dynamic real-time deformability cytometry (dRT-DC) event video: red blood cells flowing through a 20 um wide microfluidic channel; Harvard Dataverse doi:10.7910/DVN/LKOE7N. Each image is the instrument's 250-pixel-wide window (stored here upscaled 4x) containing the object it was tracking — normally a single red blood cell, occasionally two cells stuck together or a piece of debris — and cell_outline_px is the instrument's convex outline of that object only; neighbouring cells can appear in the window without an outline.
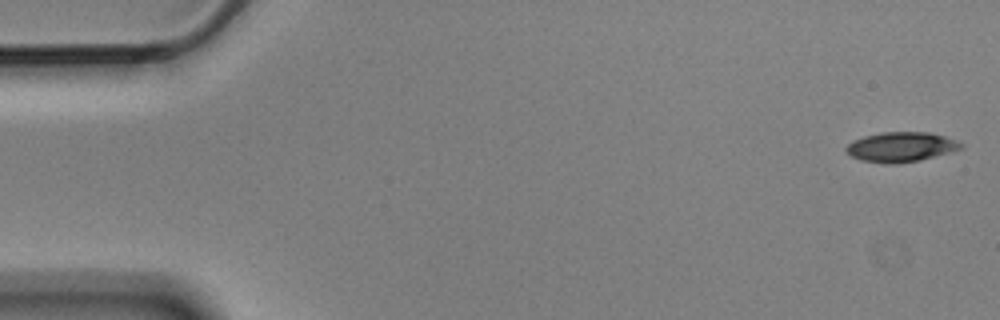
{"species": "Egyptian fruit bat (a non-hibernating species)", "species_latin": "Rousettus aegyptiacus", "temperature_condition": "cold", "stored_images_in_passage": 5, "camera_frame_rate_fps": 3000, "um_per_image_px": 0.085, "animal": {"sex": "male"}, "frame": {"image": 1, "passage_image": 1, "time_ms": 0.0, "image_size_px": [1000, 320], "cell_outline_px": [[964, 148], [920, 160], [896, 164], [884, 164], [860, 160], [852, 156], [844, 148], [852, 140], [864, 136], [880, 132], [928, 132], [944, 136], [956, 140], [964, 144]], "centroid_in_image_um": [76.58, 12.49], "position_along_channel_um": 8.4, "area_um2": 20.06}}
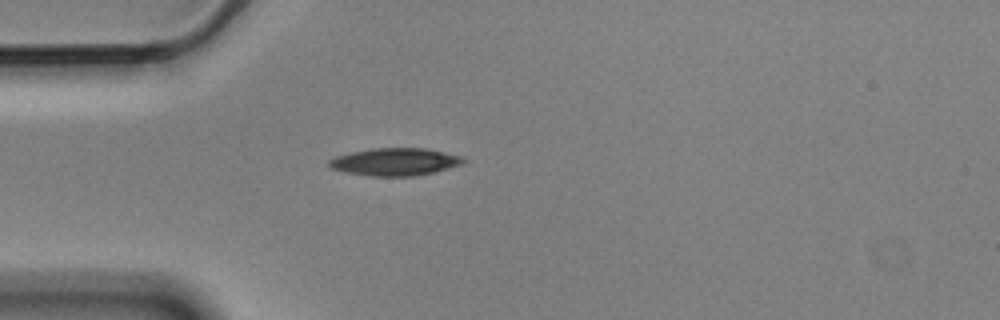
{"frame": {"image": 2, "passage_image": 5, "time_ms": 1.333, "image_size_px": [1000, 320], "cell_outline_px": [[464, 164], [416, 176], [372, 176], [344, 172], [332, 168], [328, 164], [328, 160], [336, 156], [352, 152], [372, 148], [428, 148], [460, 156], [464, 160]], "centroid_in_image_um": [33.56, 13.75], "position_along_channel_um": 51.4, "area_um2": 21.44}}